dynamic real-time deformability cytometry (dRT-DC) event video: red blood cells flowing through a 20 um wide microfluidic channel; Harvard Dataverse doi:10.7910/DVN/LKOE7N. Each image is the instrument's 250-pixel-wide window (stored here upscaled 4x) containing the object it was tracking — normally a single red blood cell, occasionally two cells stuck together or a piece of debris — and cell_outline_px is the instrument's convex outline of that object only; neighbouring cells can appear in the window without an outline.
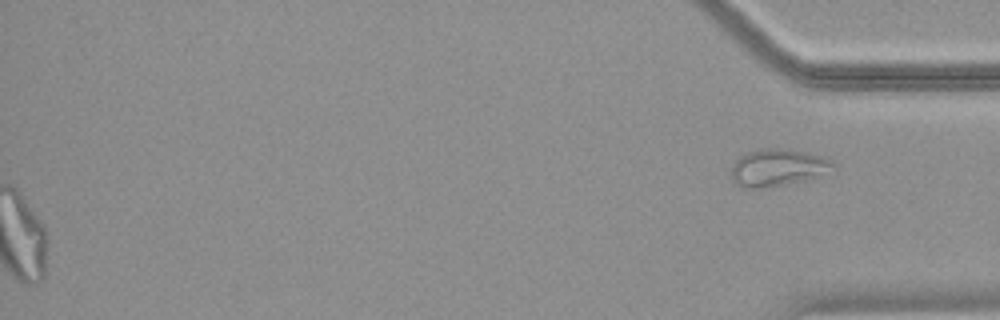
{"species": "common noctule bat (a hibernating species)", "species_latin": "Nyctalus noctula", "temperature_condition": "warm", "stored_images_in_passage": 52, "segment_of_instrument_passage": [2, 2], "camera_frame_rate_fps": 3000, "um_per_image_px": 0.085, "animal": {"sex": "female", "body_mass_g": 18.4}, "frame": {"image": 1, "passage_image": 52, "time_ms": 17.0, "image_size_px": [1000, 320], "cell_outline_px": [[836, 172], [812, 180], [756, 188], [744, 188], [736, 184], [732, 180], [732, 164], [740, 156], [748, 152], [760, 148], [780, 148], [804, 152], [824, 156], [832, 160], [836, 164]], "centroid_in_image_um": [66.22, 14.25], "position_along_channel_um": 369.0, "area_um2": 22.66}}